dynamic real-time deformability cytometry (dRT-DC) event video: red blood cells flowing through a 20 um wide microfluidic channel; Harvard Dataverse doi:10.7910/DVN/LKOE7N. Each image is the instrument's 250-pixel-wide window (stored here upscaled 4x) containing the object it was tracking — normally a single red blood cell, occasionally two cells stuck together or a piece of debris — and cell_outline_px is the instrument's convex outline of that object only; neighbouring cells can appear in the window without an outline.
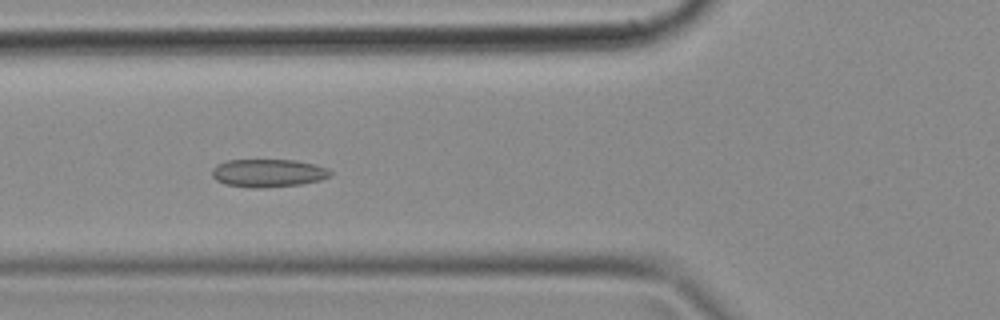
{"species": "common noctule bat (a hibernating species)", "species_latin": "Nyctalus noctula", "temperature_condition": "cold", "stored_images_in_passage": 48, "camera_frame_rate_fps": 3000, "um_per_image_px": 0.085, "animal": {"sex": "female", "body_mass_g": 18.4}, "frame": {"image": 1, "passage_image": 17, "time_ms": 5.333, "image_size_px": [1000, 320], "cell_outline_px": [[332, 176], [320, 180], [300, 184], [260, 188], [252, 188], [224, 184], [216, 180], [212, 176], [212, 168], [216, 164], [228, 160], [296, 160], [316, 164], [328, 168], [332, 172]], "centroid_in_image_um": [22.8, 14.7], "position_along_channel_um": 103.0, "area_um2": 19.48}}
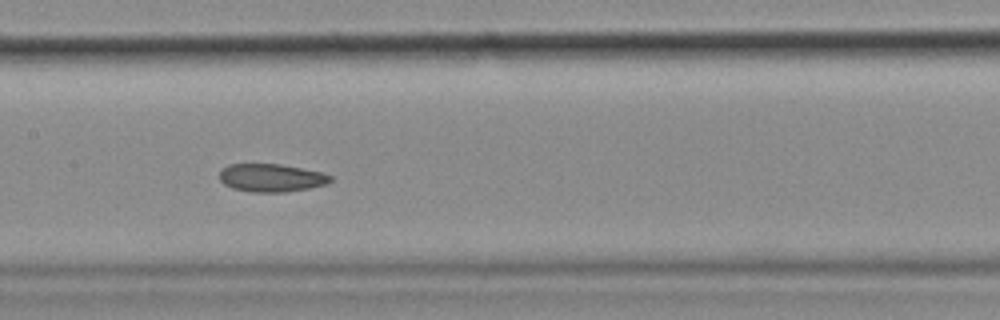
{"frame": {"image": 2, "passage_image": 23, "time_ms": 7.333, "image_size_px": [1000, 320], "cell_outline_px": [[332, 180], [328, 184], [308, 188], [284, 192], [252, 192], [232, 188], [224, 184], [220, 180], [220, 172], [228, 164], [280, 164], [324, 172], [332, 176]], "centroid_in_image_um": [23.09, 15.11], "position_along_channel_um": 184.3, "area_um2": 18.15}}
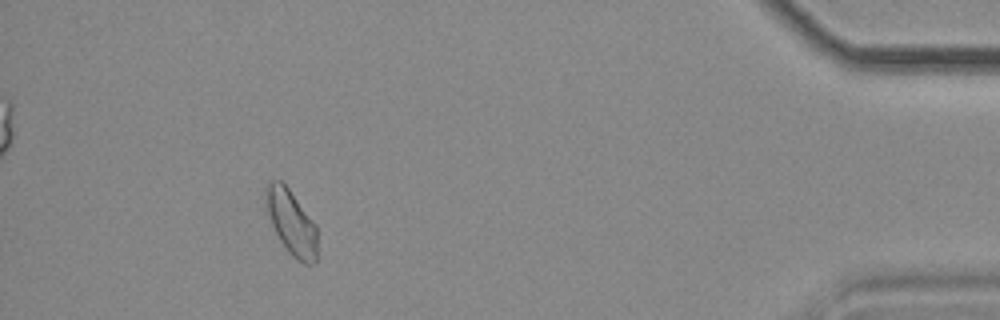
{"frame": {"image": 3, "passage_image": 44, "time_ms": 14.333, "image_size_px": [1000, 320], "cell_outline_px": [[316, 260], [312, 264], [304, 264], [296, 260], [288, 252], [280, 240], [272, 224], [268, 212], [264, 188], [272, 180], [280, 180], [288, 188], [316, 224]], "centroid_in_image_um": [24.77, 18.92], "position_along_channel_um": 410.4, "area_um2": 19.13}}